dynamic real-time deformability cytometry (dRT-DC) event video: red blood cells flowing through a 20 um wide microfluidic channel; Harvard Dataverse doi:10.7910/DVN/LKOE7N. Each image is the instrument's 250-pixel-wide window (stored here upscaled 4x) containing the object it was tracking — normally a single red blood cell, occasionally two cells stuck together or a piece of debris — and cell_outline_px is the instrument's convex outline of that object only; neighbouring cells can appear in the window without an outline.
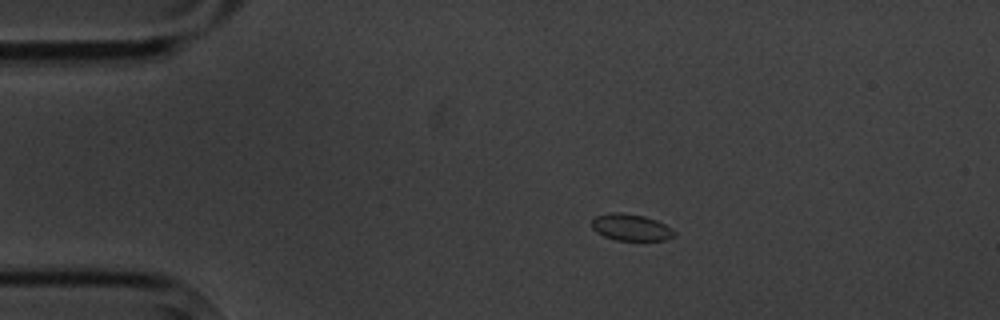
{"species": "common noctule bat (a hibernating species)", "species_latin": "Nyctalus noctula", "temperature_condition": "cold", "stored_images_in_passage": 9, "camera_frame_rate_fps": 3000, "um_per_image_px": 0.085, "animal": {"sex": "male", "body_mass_g": 20.1, "forearm_length_mm": 53.5}, "frame": {"image": 1, "passage_image": 2, "time_ms": 1.333, "image_size_px": [1000, 320], "cell_outline_px": [[676, 232], [668, 240], [616, 240], [604, 236], [596, 232], [592, 228], [592, 220], [596, 216], [612, 212], [620, 212], [644, 216], [656, 220], [672, 228]], "centroid_in_image_um": [53.63, 19.32], "position_along_channel_um": 31.4, "area_um2": 12.77}}
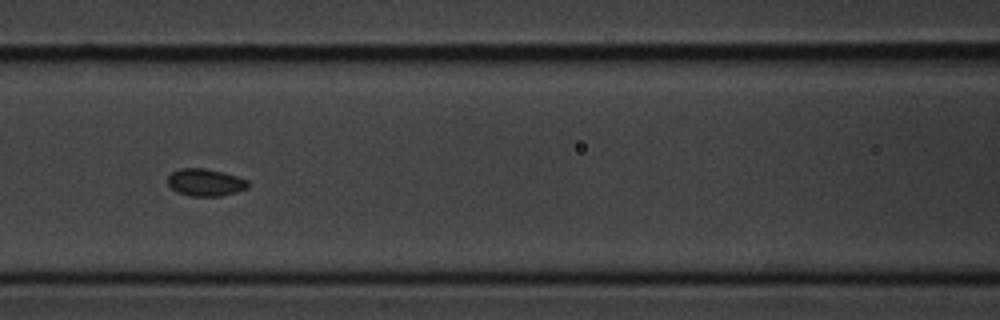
{"frame": {"image": 2, "passage_image": 6, "time_ms": 6.0, "image_size_px": [1000, 320], "cell_outline_px": [[248, 188], [236, 192], [220, 196], [192, 196], [176, 192], [168, 184], [168, 176], [172, 172], [180, 168], [204, 168], [224, 172], [248, 180]], "centroid_in_image_um": [17.45, 15.5], "position_along_channel_um": 149.1, "area_um2": 12.77}}
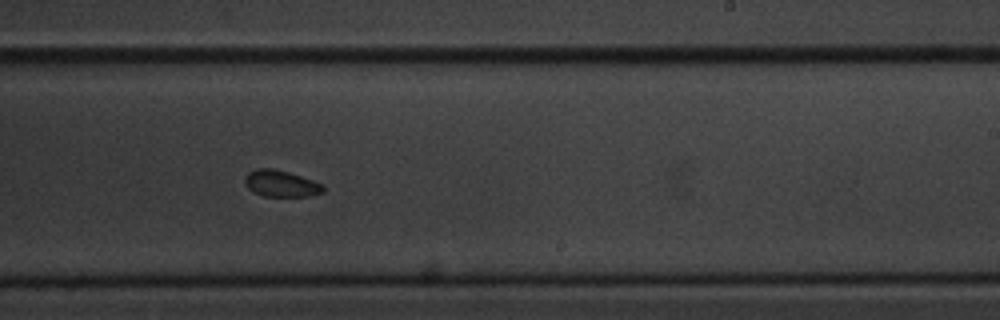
{"frame": {"image": 3, "passage_image": 9, "time_ms": 9.333, "image_size_px": [1000, 320], "cell_outline_px": [[324, 192], [308, 196], [264, 196], [248, 188], [244, 184], [244, 176], [248, 172], [256, 168], [272, 168], [288, 172], [324, 184]], "centroid_in_image_um": [23.87, 15.59], "position_along_channel_um": 265.1, "area_um2": 12.08}}